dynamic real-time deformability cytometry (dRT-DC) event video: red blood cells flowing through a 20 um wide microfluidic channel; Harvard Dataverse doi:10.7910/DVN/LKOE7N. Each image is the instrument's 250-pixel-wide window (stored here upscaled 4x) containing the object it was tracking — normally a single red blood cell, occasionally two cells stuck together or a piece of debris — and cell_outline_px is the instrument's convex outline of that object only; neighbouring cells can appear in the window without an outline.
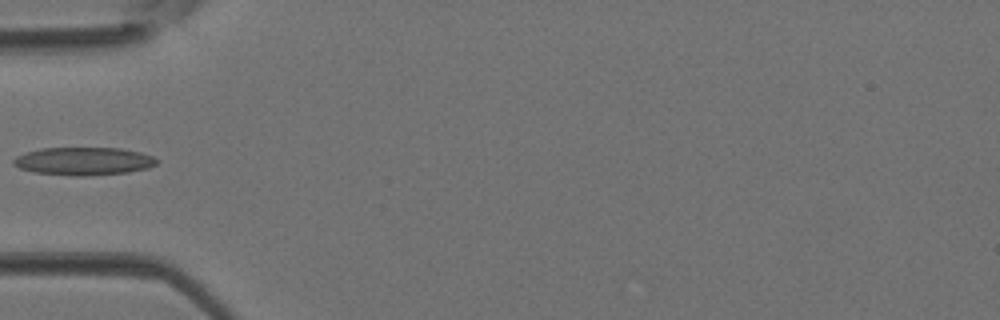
{"species": "Egyptian fruit bat (a non-hibernating species)", "species_latin": "Rousettus aegyptiacus", "temperature_condition": "room temperature", "stored_images_in_passage": 2, "camera_frame_rate_fps": 3000, "um_per_image_px": 0.085, "animal": {"sex": "female"}, "frame": {"image": 1, "passage_image": 2, "time_ms": 0.333, "image_size_px": [1000, 320], "cell_outline_px": [[160, 160], [156, 164], [148, 168], [128, 172], [84, 176], [72, 176], [32, 172], [20, 168], [12, 164], [12, 160], [16, 156], [24, 152], [40, 148], [120, 148], [140, 152], [152, 156]], "centroid_in_image_um": [7.08, 13.7], "position_along_channel_um": 77.9, "area_um2": 23.52}}